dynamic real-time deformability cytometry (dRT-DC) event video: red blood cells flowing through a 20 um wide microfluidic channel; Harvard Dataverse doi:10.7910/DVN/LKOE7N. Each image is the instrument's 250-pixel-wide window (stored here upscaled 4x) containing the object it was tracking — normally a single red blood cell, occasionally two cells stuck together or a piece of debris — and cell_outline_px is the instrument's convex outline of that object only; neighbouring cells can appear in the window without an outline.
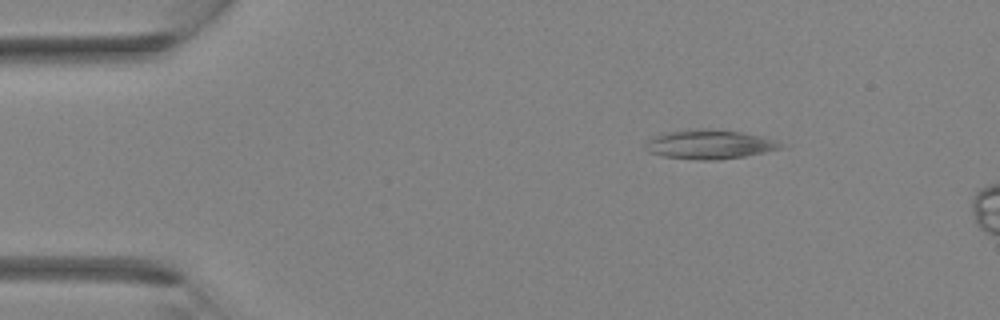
{"species": "Egyptian fruit bat (a non-hibernating species)", "species_latin": "Rousettus aegyptiacus", "temperature_condition": "room temperature", "stored_images_in_passage": 5, "camera_frame_rate_fps": 3000, "um_per_image_px": 0.085, "animal": {"sex": "female"}, "frame": {"image": 1, "passage_image": 5, "time_ms": 4.667, "image_size_px": [1000, 320], "cell_outline_px": [[784, 148], [744, 156], [716, 160], [700, 160], [664, 156], [648, 152], [644, 148], [644, 144], [648, 140], [656, 136], [668, 132], [700, 128], [704, 128], [740, 132], [760, 136], [776, 140]], "centroid_in_image_um": [60.29, 12.28], "position_along_channel_um": 24.7, "area_um2": 22.72}}